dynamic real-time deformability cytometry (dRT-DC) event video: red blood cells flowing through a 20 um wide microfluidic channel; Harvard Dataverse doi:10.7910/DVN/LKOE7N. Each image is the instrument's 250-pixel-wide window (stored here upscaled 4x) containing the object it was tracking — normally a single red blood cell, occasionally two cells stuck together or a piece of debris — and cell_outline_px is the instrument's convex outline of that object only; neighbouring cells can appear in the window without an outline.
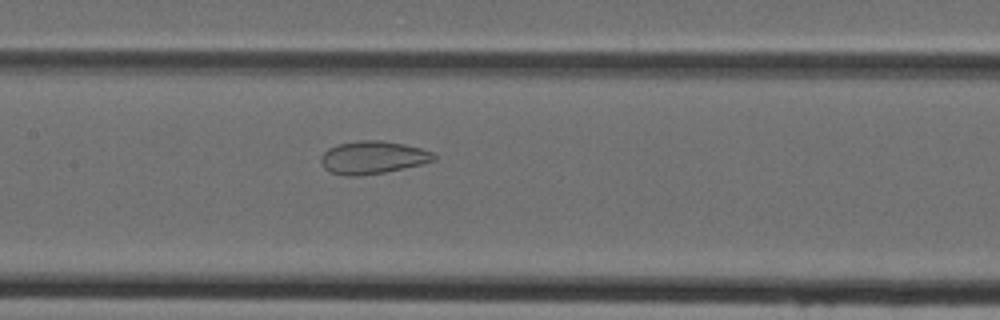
{"species": "Egyptian fruit bat (a non-hibernating species)", "species_latin": "Rousettus aegyptiacus", "temperature_condition": "cold", "stored_images_in_passage": 28, "camera_frame_rate_fps": 3000, "um_per_image_px": 0.085, "animal": {"sex": "female"}, "frame": {"image": 1, "passage_image": 9, "time_ms": 2.667, "image_size_px": [1000, 320], "cell_outline_px": [[436, 160], [420, 164], [384, 172], [360, 176], [344, 176], [328, 172], [324, 168], [320, 160], [320, 156], [328, 148], [336, 144], [360, 140], [380, 140], [404, 144], [420, 148], [432, 152], [436, 156]], "centroid_in_image_um": [31.63, 13.38], "position_along_channel_um": 175.8, "area_um2": 21.68}}
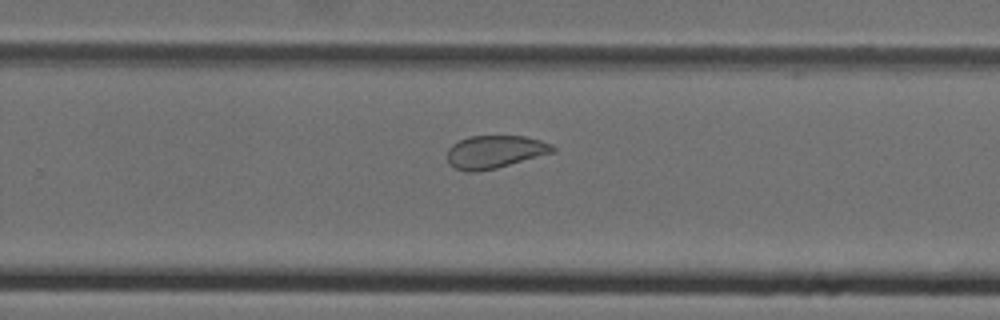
{"frame": {"image": 2, "passage_image": 17, "time_ms": 5.333, "image_size_px": [1000, 320], "cell_outline_px": [[556, 152], [496, 168], [476, 172], [464, 172], [452, 168], [448, 164], [448, 148], [452, 144], [468, 136], [524, 136], [540, 140], [552, 144], [556, 148]], "centroid_in_image_um": [42.05, 12.92], "position_along_channel_um": 287.7, "area_um2": 20.46}}
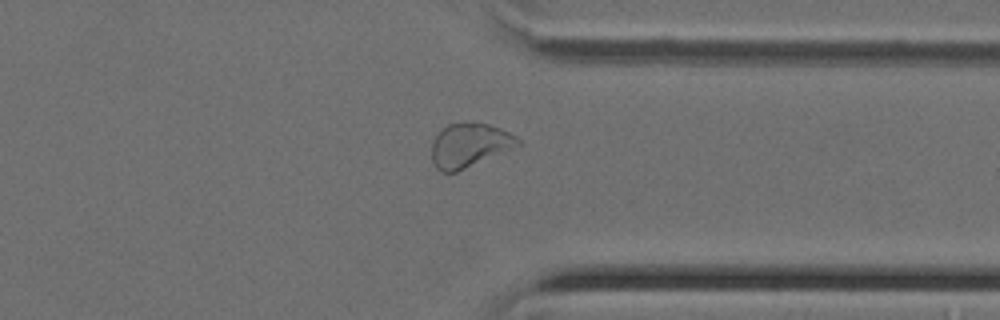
{"frame": {"image": 3, "passage_image": 23, "time_ms": 7.333, "image_size_px": [1000, 320], "cell_outline_px": [[520, 144], [512, 148], [456, 172], [440, 172], [436, 168], [432, 160], [432, 144], [436, 136], [448, 124], [464, 120], [488, 124], [500, 128], [516, 136], [520, 140]], "centroid_in_image_um": [39.88, 12.32], "position_along_channel_um": 371.5, "area_um2": 21.96}}